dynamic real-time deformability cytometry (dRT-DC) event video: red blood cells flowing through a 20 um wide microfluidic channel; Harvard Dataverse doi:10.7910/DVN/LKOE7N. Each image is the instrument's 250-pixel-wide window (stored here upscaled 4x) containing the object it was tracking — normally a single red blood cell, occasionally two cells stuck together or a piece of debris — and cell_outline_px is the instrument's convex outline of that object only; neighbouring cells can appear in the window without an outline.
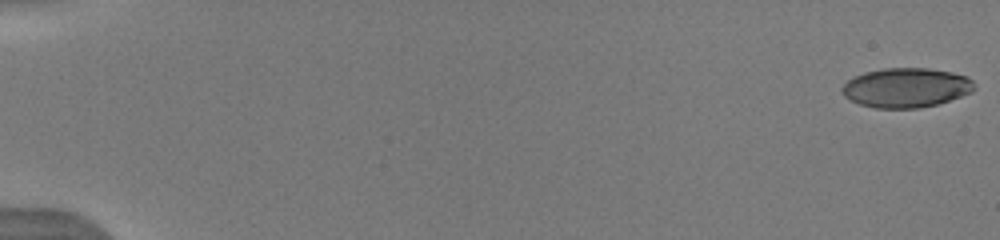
{"species": "human", "species_latin": "Homo sapiens", "temperature_condition": "warm", "stored_images_in_passage": 51, "camera_frame_rate_fps": 3000, "um_per_image_px": 0.085, "donor": {"sex": "male"}, "frame": {"image": 1, "passage_image": 1, "time_ms": 0.0, "image_size_px": [1000, 240], "cell_outline_px": [[976, 88], [972, 92], [936, 104], [920, 108], [876, 108], [860, 104], [844, 96], [840, 92], [840, 88], [848, 80], [864, 72], [884, 68], [928, 68], [952, 72], [968, 76], [976, 84]], "centroid_in_image_um": [77.03, 7.44], "position_along_channel_um": 8.0, "area_um2": 30.52}}
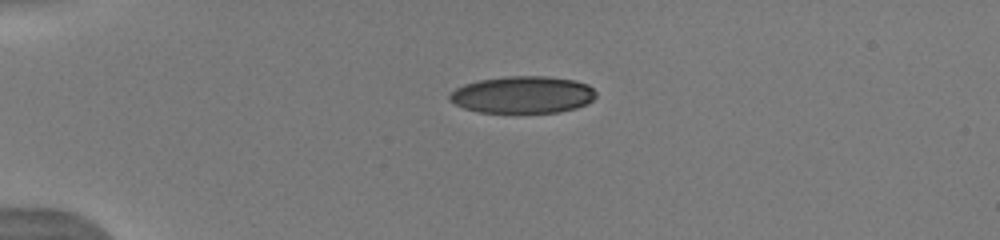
{"frame": {"image": 2, "passage_image": 13, "time_ms": 4.333, "image_size_px": [1000, 240], "cell_outline_px": [[596, 96], [588, 104], [576, 108], [560, 112], [480, 112], [464, 108], [448, 100], [448, 96], [456, 88], [464, 84], [480, 80], [504, 76], [548, 76], [576, 80], [588, 84], [596, 92]], "centroid_in_image_um": [44.46, 8.04], "position_along_channel_um": 40.5, "area_um2": 31.73}}
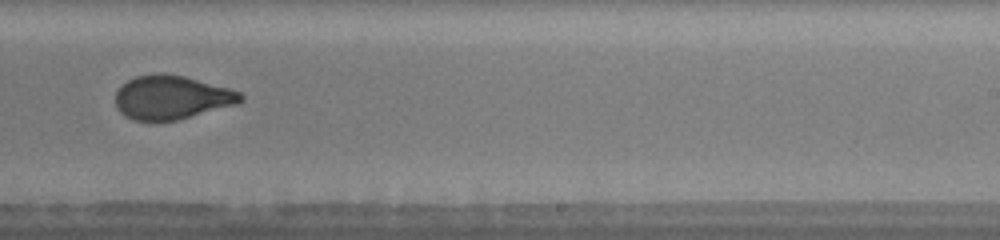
{"frame": {"image": 3, "passage_image": 32, "time_ms": 11.333, "image_size_px": [1000, 240], "cell_outline_px": [[244, 100], [236, 104], [176, 120], [156, 124], [132, 120], [124, 116], [116, 108], [116, 92], [120, 84], [136, 76], [160, 72], [164, 72], [184, 76], [228, 88], [240, 92], [244, 96]], "centroid_in_image_um": [14.52, 8.3], "position_along_channel_um": 274.5, "area_um2": 32.54}, "authors_computed_cell_mechanics": {"area_um2": 31.9056, "velocity_mm_per_s": 4.0014, "shape_relaxation_time_tau1_ms": 5.8286, "shape_relaxation_time_tau2_ms": 0.7975, "deformation_change_tau1": 0.2032, "deformation_change_tau2": 0.063}}